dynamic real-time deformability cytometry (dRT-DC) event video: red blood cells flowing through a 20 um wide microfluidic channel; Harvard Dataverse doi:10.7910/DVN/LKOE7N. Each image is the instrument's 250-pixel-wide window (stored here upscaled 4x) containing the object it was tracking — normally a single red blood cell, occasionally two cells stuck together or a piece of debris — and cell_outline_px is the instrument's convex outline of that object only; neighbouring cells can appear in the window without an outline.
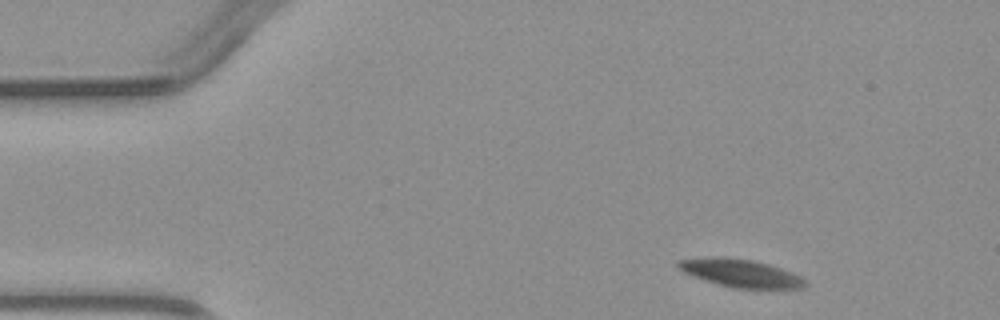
{"species": "common noctule bat (a hibernating species)", "species_latin": "Nyctalus noctula", "temperature_condition": "warm", "stored_images_in_passage": 3, "camera_frame_rate_fps": 3000, "um_per_image_px": 0.085, "animal": {"sex": "male", "body_mass_g": 23.1, "forearm_length_mm": 52.7}, "frame": {"image": 1, "passage_image": 1, "time_ms": 0.0, "image_size_px": [1000, 320], "cell_outline_px": [[808, 284], [804, 288], [732, 288], [704, 280], [692, 276], [676, 268], [676, 260], [712, 256], [724, 256], [752, 260], [768, 264], [792, 272], [800, 276]], "centroid_in_image_um": [62.89, 23.2], "position_along_channel_um": 22.1, "area_um2": 20.81}}